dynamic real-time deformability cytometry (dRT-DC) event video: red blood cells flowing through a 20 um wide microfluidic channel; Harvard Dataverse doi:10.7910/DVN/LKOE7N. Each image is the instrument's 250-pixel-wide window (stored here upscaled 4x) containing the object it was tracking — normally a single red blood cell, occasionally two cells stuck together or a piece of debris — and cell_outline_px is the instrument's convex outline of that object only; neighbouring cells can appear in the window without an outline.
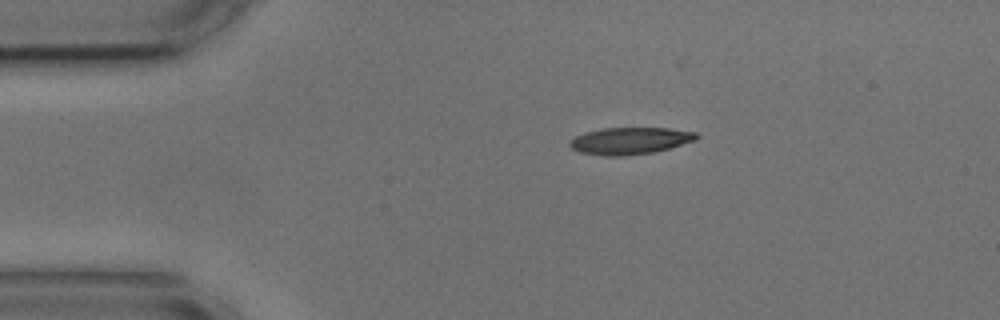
{"species": "common noctule bat (a hibernating species)", "species_latin": "Nyctalus noctula", "temperature_condition": "cold", "stored_images_in_passage": 2, "camera_frame_rate_fps": 3000, "um_per_image_px": 0.085, "animal": {"sex": "male", "body_mass_g": 17.9, "forearm_length_mm": 54.2}, "frame": {"image": 1, "passage_image": 2, "time_ms": 2.0, "image_size_px": [1000, 320], "cell_outline_px": [[700, 136], [696, 140], [668, 148], [652, 152], [624, 156], [608, 156], [580, 152], [572, 148], [568, 144], [568, 140], [584, 132], [600, 128], [668, 128], [696, 132]], "centroid_in_image_um": [53.52, 11.96], "position_along_channel_um": 31.5, "area_um2": 19.88}}